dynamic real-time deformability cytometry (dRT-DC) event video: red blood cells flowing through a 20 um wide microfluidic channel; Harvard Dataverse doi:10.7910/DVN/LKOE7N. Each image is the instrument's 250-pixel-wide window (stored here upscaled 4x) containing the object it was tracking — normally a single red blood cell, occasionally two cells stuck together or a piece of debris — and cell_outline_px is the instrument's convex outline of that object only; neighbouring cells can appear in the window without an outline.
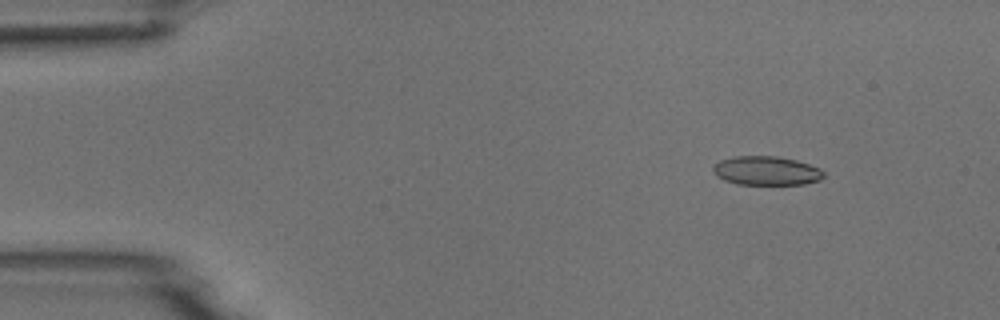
{"species": "common noctule bat (a hibernating species)", "species_latin": "Nyctalus noctula", "temperature_condition": "room temperature", "stored_images_in_passage": 5, "camera_frame_rate_fps": 3000, "um_per_image_px": 0.085, "animal": {"sex": "male", "body_mass_g": 18.8}, "frame": {"image": 1, "passage_image": 2, "time_ms": 1.333, "image_size_px": [1000, 320], "cell_outline_px": [[824, 176], [820, 180], [804, 184], [736, 184], [724, 180], [716, 176], [712, 172], [712, 168], [720, 160], [736, 156], [776, 156], [796, 160], [820, 168], [824, 172]], "centroid_in_image_um": [65.13, 14.51], "position_along_channel_um": 19.9, "area_um2": 18.67}}